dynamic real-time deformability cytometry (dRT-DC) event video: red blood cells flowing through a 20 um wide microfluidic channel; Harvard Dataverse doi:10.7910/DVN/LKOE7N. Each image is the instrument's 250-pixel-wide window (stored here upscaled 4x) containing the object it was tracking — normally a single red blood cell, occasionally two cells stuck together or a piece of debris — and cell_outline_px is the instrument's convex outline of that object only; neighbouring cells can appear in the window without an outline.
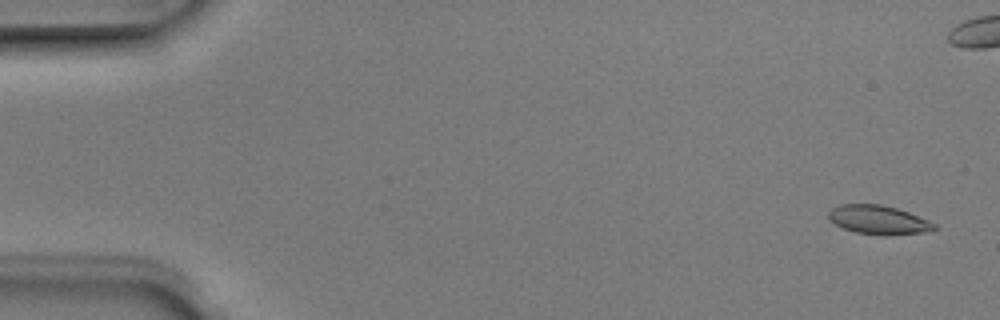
{"species": "Egyptian fruit bat (a non-hibernating species)", "species_latin": "Rousettus aegyptiacus", "temperature_condition": "room temperature", "stored_images_in_passage": 6, "camera_frame_rate_fps": 3000, "um_per_image_px": 0.085, "animal": {"sex": "male"}, "frame": {"image": 1, "passage_image": 1, "time_ms": 0.0, "image_size_px": [1000, 320], "cell_outline_px": [[936, 228], [924, 232], [884, 236], [856, 232], [844, 228], [828, 220], [828, 212], [832, 208], [840, 204], [880, 204], [896, 208], [908, 212], [928, 220], [936, 224]], "centroid_in_image_um": [74.64, 18.68], "position_along_channel_um": 10.4, "area_um2": 17.74}}